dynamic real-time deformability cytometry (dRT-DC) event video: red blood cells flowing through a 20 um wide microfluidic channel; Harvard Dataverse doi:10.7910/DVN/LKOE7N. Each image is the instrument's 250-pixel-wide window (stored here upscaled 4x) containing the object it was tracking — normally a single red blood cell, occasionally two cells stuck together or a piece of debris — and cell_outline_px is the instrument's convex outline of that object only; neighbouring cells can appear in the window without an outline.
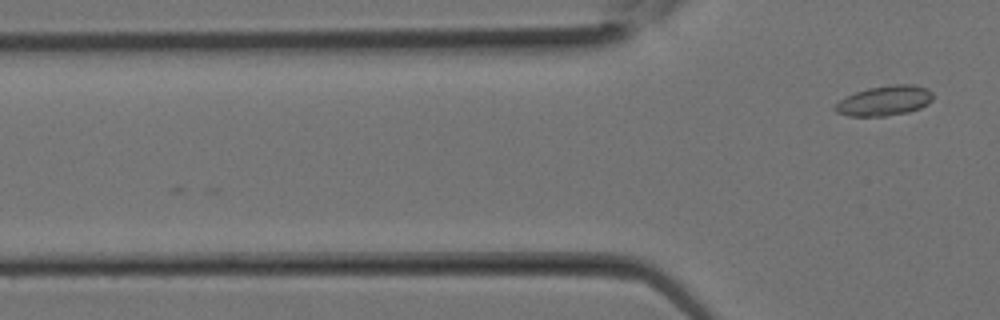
{"species": "Egyptian fruit bat (a non-hibernating species)", "species_latin": "Rousettus aegyptiacus", "temperature_condition": "room temperature", "stored_images_in_passage": 7, "camera_frame_rate_fps": 3000, "um_per_image_px": 0.085, "animal": {"sex": "female"}, "frame": {"image": 1, "passage_image": 7, "time_ms": 2.0, "image_size_px": [1000, 320], "cell_outline_px": [[932, 100], [928, 104], [920, 108], [908, 112], [884, 116], [848, 116], [836, 112], [832, 108], [840, 100], [856, 92], [868, 88], [896, 84], [912, 84], [928, 88], [932, 92]], "centroid_in_image_um": [75.2, 8.56], "position_along_channel_um": 50.6, "area_um2": 17.05}}